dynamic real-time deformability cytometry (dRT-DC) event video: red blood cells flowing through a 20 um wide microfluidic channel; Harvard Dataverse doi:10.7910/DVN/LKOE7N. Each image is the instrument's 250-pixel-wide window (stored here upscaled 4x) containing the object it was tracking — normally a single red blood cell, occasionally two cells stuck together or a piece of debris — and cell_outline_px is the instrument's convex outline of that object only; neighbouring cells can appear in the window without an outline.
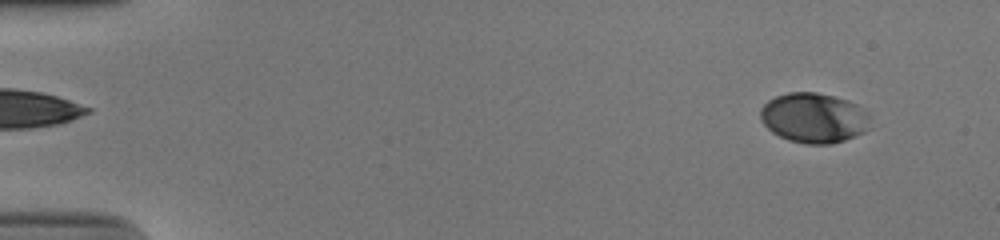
{"species": "human", "species_latin": "Homo sapiens", "temperature_condition": "cold", "stored_images_in_passage": 54, "camera_frame_rate_fps": 3000, "um_per_image_px": 0.085, "donor": {"sex": "male"}, "frame": {"image": 1, "passage_image": 5, "time_ms": 1.333, "image_size_px": [1000, 240], "cell_outline_px": [[872, 128], [856, 136], [832, 144], [804, 144], [788, 140], [772, 132], [760, 120], [760, 108], [768, 100], [776, 96], [788, 92], [816, 92], [848, 100], [856, 104], [868, 116]], "centroid_in_image_um": [69.17, 10.03], "position_along_channel_um": 15.8, "area_um2": 32.14}}
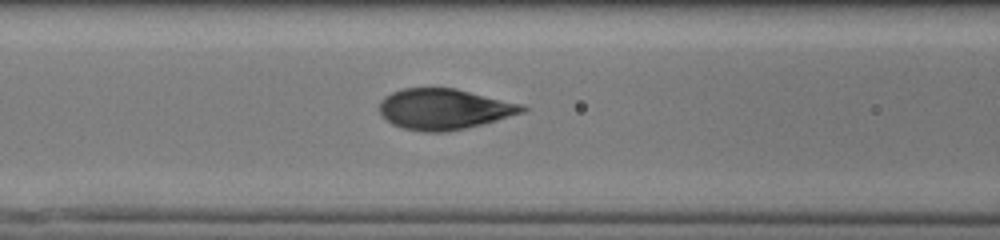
{"frame": {"image": 2, "passage_image": 24, "time_ms": 7.667, "image_size_px": [1000, 240], "cell_outline_px": [[528, 108], [524, 112], [496, 120], [448, 132], [424, 132], [404, 128], [392, 124], [380, 112], [380, 100], [384, 96], [392, 92], [404, 88], [456, 88], [524, 104]], "centroid_in_image_um": [37.76, 9.26], "position_along_channel_um": 128.8, "area_um2": 33.81}}
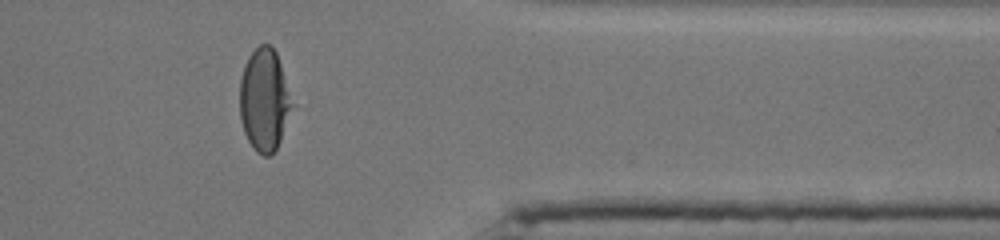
{"frame": {"image": 3, "passage_image": 45, "time_ms": 14.667, "image_size_px": [1000, 240], "cell_outline_px": [[292, 104], [280, 140], [276, 148], [268, 156], [264, 156], [256, 152], [248, 140], [244, 132], [240, 120], [240, 80], [244, 64], [248, 56], [260, 44], [272, 44], [276, 52], [280, 64]], "centroid_in_image_um": [22.42, 8.47], "position_along_channel_um": 389.0, "area_um2": 30.63}}